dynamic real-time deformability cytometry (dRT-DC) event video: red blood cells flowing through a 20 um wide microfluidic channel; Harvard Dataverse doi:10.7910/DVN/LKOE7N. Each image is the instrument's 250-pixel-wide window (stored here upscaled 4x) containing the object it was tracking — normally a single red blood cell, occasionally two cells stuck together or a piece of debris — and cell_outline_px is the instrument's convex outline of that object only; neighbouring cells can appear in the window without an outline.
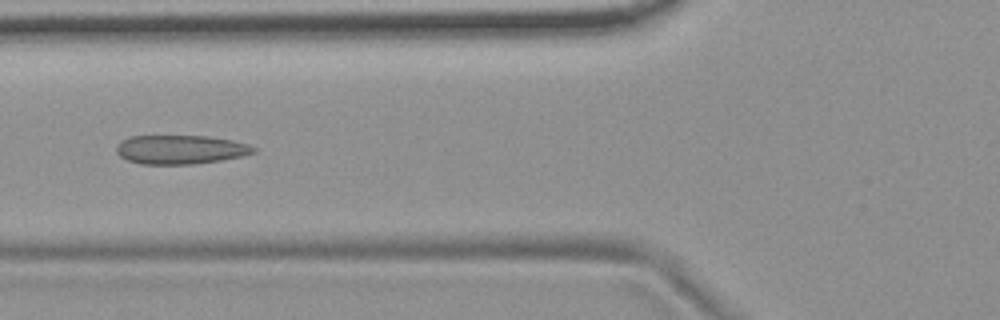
{"species": "common noctule bat (a hibernating species)", "species_latin": "Nyctalus noctula", "temperature_condition": "room temperature", "stored_images_in_passage": 7, "camera_frame_rate_fps": 3000, "um_per_image_px": 0.085, "animal": {"sex": "female", "body_mass_g": 19.9}, "frame": {"image": 1, "passage_image": 5, "time_ms": 1.333, "image_size_px": [1000, 320], "cell_outline_px": [[256, 152], [240, 156], [220, 160], [196, 164], [140, 164], [128, 160], [120, 156], [116, 152], [116, 144], [120, 140], [128, 136], [208, 136], [232, 140], [248, 144], [256, 148]], "centroid_in_image_um": [15.3, 12.71], "position_along_channel_um": 110.5, "area_um2": 23.24}}
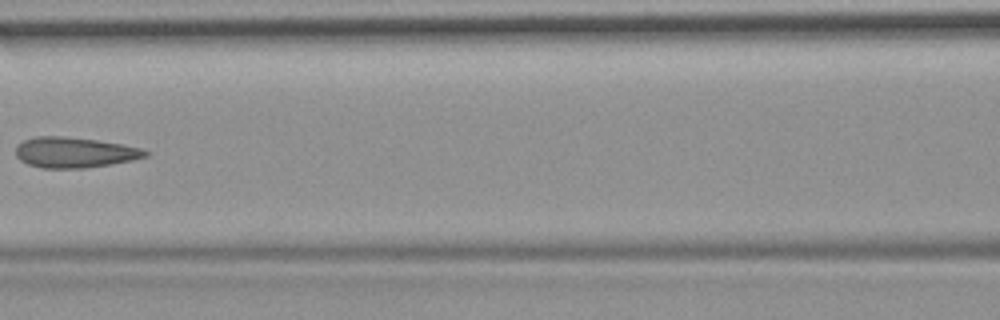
{"frame": {"image": 2, "passage_image": 6, "time_ms": 1.667, "image_size_px": [1000, 320], "cell_outline_px": [[152, 152], [148, 156], [132, 160], [112, 164], [84, 168], [40, 168], [28, 164], [20, 160], [16, 156], [16, 148], [24, 140], [36, 136], [64, 136], [96, 140], [124, 144], [140, 148]], "centroid_in_image_um": [6.37, 12.96], "position_along_channel_um": 160.2, "area_um2": 23.12}}